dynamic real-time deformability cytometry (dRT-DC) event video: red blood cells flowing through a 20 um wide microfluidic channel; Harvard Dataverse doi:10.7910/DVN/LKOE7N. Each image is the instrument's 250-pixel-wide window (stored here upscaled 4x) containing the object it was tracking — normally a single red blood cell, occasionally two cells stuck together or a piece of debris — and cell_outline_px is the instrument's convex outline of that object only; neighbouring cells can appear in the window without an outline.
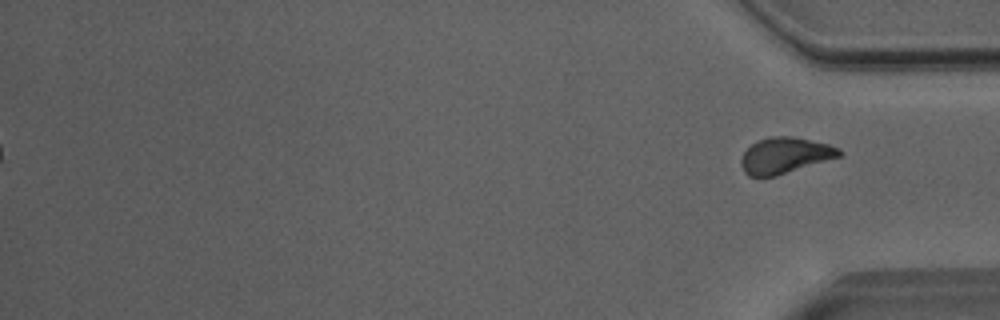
{"species": "Egyptian fruit bat (a non-hibernating species)", "species_latin": "Rousettus aegyptiacus", "temperature_condition": "room temperature", "stored_images_in_passage": 46, "segment_of_instrument_passage": [2, 2], "camera_frame_rate_fps": 3000, "um_per_image_px": 0.085, "animal": {"sex": "male"}, "frame": {"image": 1, "passage_image": 46, "time_ms": 15.0, "image_size_px": [1000, 320], "cell_outline_px": [[844, 152], [840, 156], [776, 176], [748, 176], [744, 172], [740, 164], [740, 160], [744, 152], [756, 140], [768, 136], [792, 136], [828, 144], [840, 148]], "centroid_in_image_um": [66.7, 13.2], "position_along_channel_um": 368.5, "area_um2": 20.58}}